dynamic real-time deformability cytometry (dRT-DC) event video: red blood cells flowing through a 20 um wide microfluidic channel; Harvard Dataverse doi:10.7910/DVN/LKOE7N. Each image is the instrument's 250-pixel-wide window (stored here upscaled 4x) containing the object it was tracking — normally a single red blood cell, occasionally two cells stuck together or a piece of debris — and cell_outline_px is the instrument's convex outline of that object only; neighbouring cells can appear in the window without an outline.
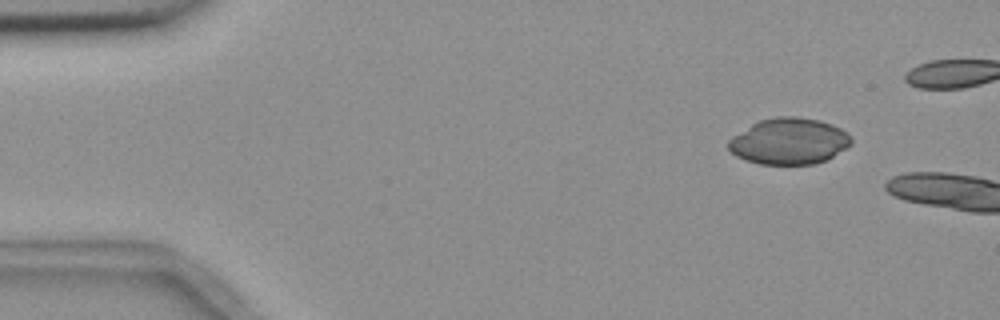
{"species": "common noctule bat (a hibernating species)", "species_latin": "Nyctalus noctula", "temperature_condition": "room temperature", "stored_images_in_passage": 2, "camera_frame_rate_fps": 3000, "um_per_image_px": 0.085, "animal": {"sex": "female", "body_mass_g": 18.4}, "frame": {"image": 1, "passage_image": 1, "time_ms": 0.0, "image_size_px": [1000, 320], "cell_outline_px": [[852, 144], [828, 160], [812, 164], [760, 164], [736, 156], [728, 148], [728, 140], [732, 136], [752, 124], [760, 120], [776, 116], [796, 116], [820, 120], [832, 124], [848, 132], [852, 136]], "centroid_in_image_um": [67.11, 12.0], "position_along_channel_um": 17.9, "area_um2": 33.29}}